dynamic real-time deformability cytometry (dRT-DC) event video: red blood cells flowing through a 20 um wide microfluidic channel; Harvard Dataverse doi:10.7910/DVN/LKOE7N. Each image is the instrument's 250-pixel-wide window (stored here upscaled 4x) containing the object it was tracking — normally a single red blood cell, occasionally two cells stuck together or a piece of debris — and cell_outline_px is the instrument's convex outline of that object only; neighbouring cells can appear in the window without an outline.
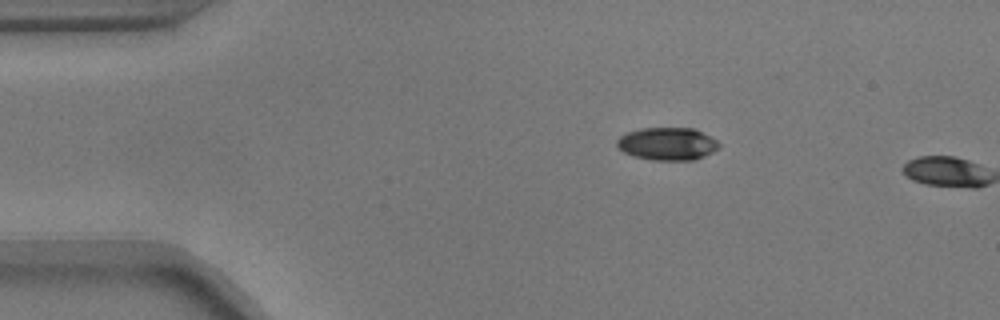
{"species": "common noctule bat (a hibernating species)", "species_latin": "Nyctalus noctula", "temperature_condition": "warm", "stored_images_in_passage": 10, "camera_frame_rate_fps": 3000, "um_per_image_px": 0.085, "animal": {"sex": "male", "body_mass_g": 17.9}, "frame": {"image": 1, "passage_image": 9, "time_ms": 2.667, "image_size_px": [1000, 320], "cell_outline_px": [[720, 148], [704, 156], [692, 160], [652, 160], [632, 156], [624, 152], [616, 144], [616, 140], [620, 136], [628, 132], [640, 128], [692, 128], [716, 140], [720, 144]], "centroid_in_image_um": [56.7, 12.23], "position_along_channel_um": 28.3, "area_um2": 19.36}}